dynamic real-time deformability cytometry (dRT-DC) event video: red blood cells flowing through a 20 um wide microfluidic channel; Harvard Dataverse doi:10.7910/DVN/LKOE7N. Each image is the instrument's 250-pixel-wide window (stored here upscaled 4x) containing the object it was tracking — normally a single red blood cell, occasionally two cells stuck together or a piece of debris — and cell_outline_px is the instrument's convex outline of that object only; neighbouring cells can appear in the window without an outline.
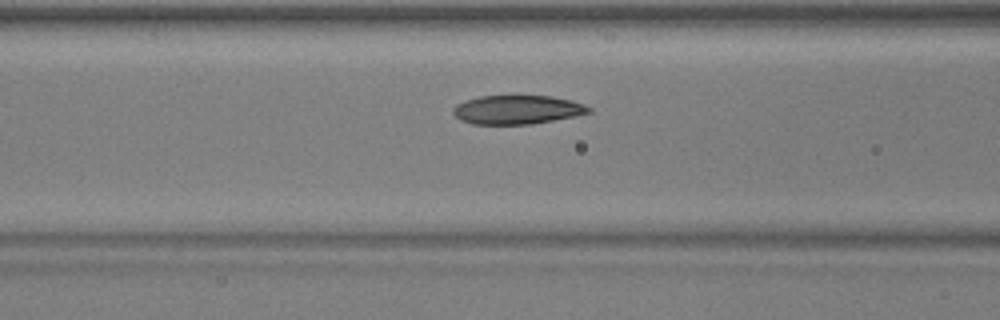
{"species": "common noctule bat (a hibernating species)", "species_latin": "Nyctalus noctula", "temperature_condition": "warm", "stored_images_in_passage": 38, "camera_frame_rate_fps": 3000, "um_per_image_px": 0.085, "animal": {"sex": "male", "body_mass_g": 17.9, "forearm_length_mm": 54.2}, "frame": {"image": 1, "passage_image": 16, "time_ms": 5.0, "image_size_px": [1000, 320], "cell_outline_px": [[592, 112], [532, 124], [472, 124], [460, 120], [452, 112], [452, 108], [456, 104], [464, 100], [480, 96], [552, 96], [572, 100], [584, 104], [592, 108]], "centroid_in_image_um": [43.94, 9.32], "position_along_channel_um": 122.7, "area_um2": 22.83}}
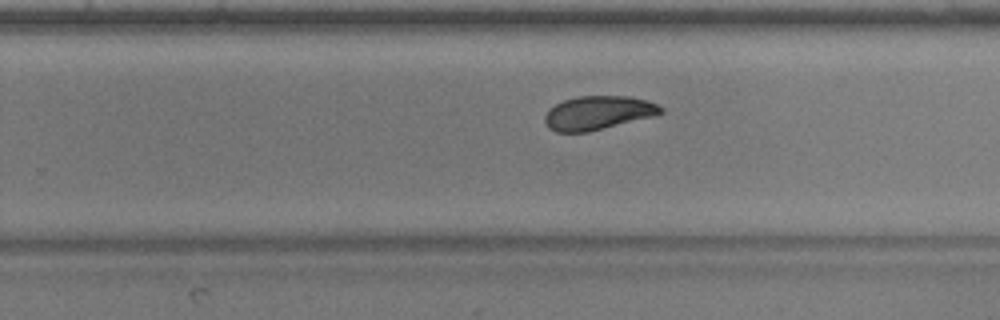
{"frame": {"image": 2, "passage_image": 28, "time_ms": 9.0, "image_size_px": [1000, 320], "cell_outline_px": [[664, 112], [656, 116], [588, 132], [556, 132], [548, 128], [544, 124], [544, 116], [548, 108], [564, 100], [576, 96], [628, 96], [648, 100], [664, 108]], "centroid_in_image_um": [50.83, 9.59], "position_along_channel_um": 279.0, "area_um2": 23.18}}
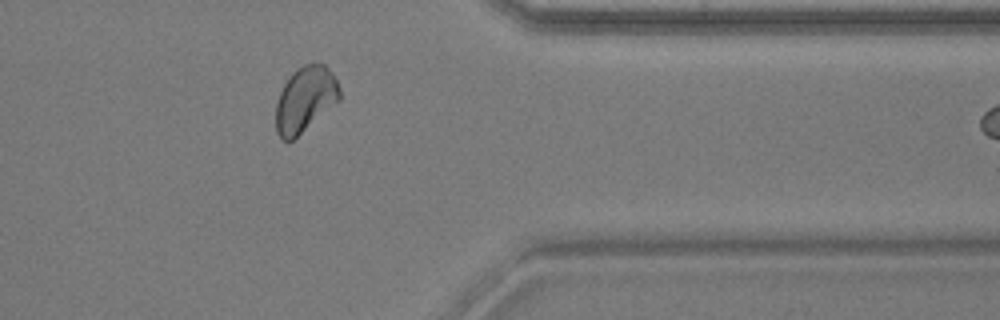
{"frame": {"image": 3, "passage_image": 37, "time_ms": 12.0, "image_size_px": [1000, 320], "cell_outline_px": [[340, 100], [292, 140], [280, 140], [276, 132], [276, 104], [280, 92], [284, 84], [292, 72], [296, 68], [304, 64], [324, 64], [332, 72], [340, 88]], "centroid_in_image_um": [25.93, 8.44], "position_along_channel_um": 385.5, "area_um2": 24.16}}